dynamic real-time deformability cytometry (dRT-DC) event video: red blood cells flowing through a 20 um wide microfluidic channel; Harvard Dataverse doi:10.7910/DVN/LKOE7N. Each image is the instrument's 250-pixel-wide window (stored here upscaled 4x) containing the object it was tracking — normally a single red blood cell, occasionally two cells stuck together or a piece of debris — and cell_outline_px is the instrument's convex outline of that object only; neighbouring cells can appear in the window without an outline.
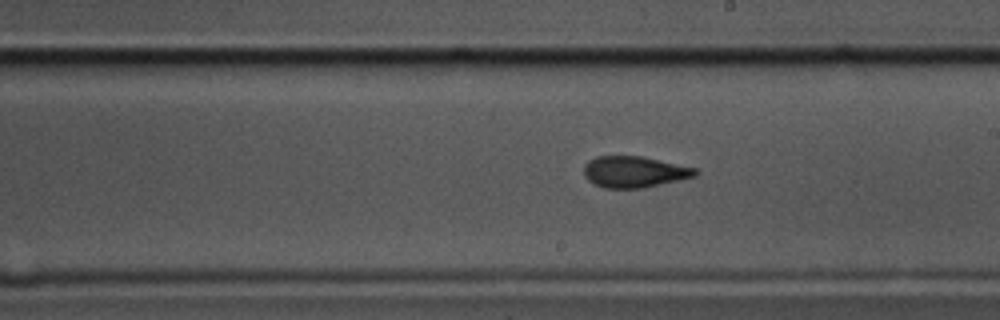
{"species": "common noctule bat (a hibernating species)", "species_latin": "Nyctalus noctula", "temperature_condition": "cold", "stored_images_in_passage": 58, "camera_frame_rate_fps": 3000, "um_per_image_px": 0.085, "animal": {"sex": "male", "body_mass_g": 17.5, "forearm_length_mm": 52.3}, "frame": {"image": 1, "passage_image": 33, "time_ms": 10.667, "image_size_px": [1000, 320], "cell_outline_px": [[700, 172], [696, 176], [644, 188], [604, 188], [592, 184], [584, 176], [584, 164], [588, 160], [596, 156], [644, 156], [696, 168]], "centroid_in_image_um": [53.9, 14.6], "position_along_channel_um": 235.1, "area_um2": 20.58}}
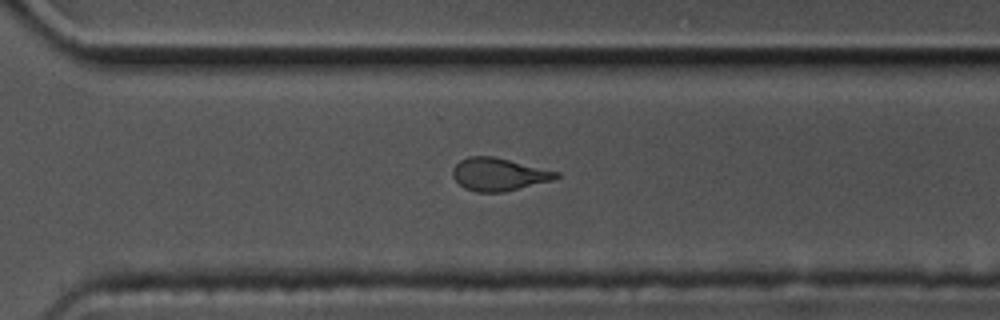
{"frame": {"image": 2, "passage_image": 41, "time_ms": 13.333, "image_size_px": [1000, 320], "cell_outline_px": [[560, 176], [552, 180], [504, 192], [476, 192], [464, 188], [452, 176], [452, 168], [460, 160], [468, 156], [492, 156], [560, 172]], "centroid_in_image_um": [42.37, 14.82], "position_along_channel_um": 328.2, "area_um2": 19.65}}
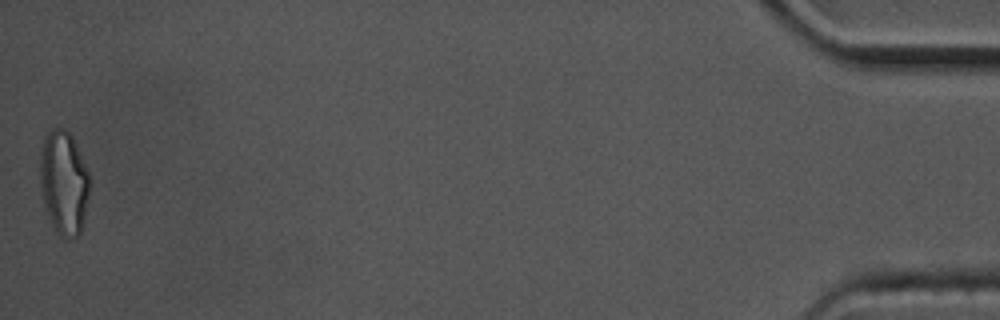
{"frame": {"image": 3, "passage_image": 58, "time_ms": 19.0, "image_size_px": [1000, 320], "cell_outline_px": [[88, 196], [80, 232], [76, 236], [68, 240], [64, 240], [56, 232], [44, 208], [40, 188], [40, 156], [44, 136], [52, 128], [64, 128], [72, 136], [88, 172]], "centroid_in_image_um": [5.38, 15.53], "position_along_channel_um": 429.8, "area_um2": 29.88}, "authors_computed_cell_mechanics": {"area_um2": 20.5768, "velocity_mm_per_s": 3.4928, "shape_relaxation_time_tau1_ms": 3.8597, "shape_relaxation_time_tau2_ms": 1.8814, "deformation_change_tau1": 0.1554, "deformation_change_tau2": 0.1082}}